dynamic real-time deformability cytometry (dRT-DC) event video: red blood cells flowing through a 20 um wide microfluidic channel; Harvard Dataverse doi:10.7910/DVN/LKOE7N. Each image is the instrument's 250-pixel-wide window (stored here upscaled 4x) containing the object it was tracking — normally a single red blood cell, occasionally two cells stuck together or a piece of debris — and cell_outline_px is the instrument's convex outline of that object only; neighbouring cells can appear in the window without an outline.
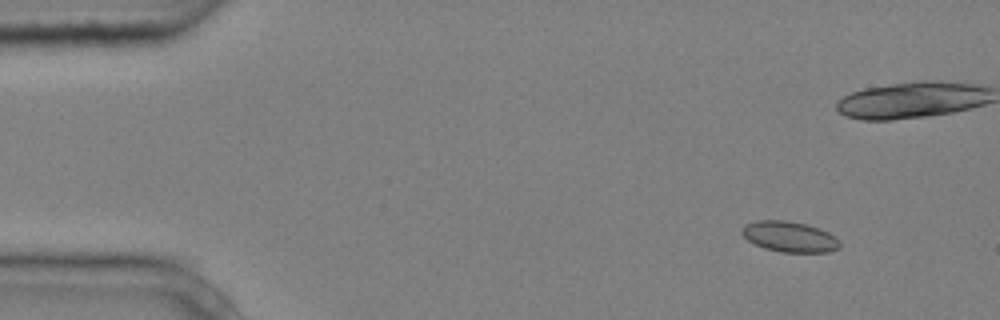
{"species": "common noctule bat (a hibernating species)", "species_latin": "Nyctalus noctula", "temperature_condition": "cold", "stored_images_in_passage": 5, "camera_frame_rate_fps": 3000, "um_per_image_px": 0.085, "animal": {"sex": "male", "body_mass_g": 20.4}, "frame": {"image": 1, "passage_image": 2, "time_ms": 0.333, "image_size_px": [1000, 320], "cell_outline_px": [[840, 248], [828, 252], [784, 252], [764, 248], [748, 240], [740, 232], [744, 224], [756, 220], [788, 220], [808, 224], [828, 232], [836, 236], [840, 240]], "centroid_in_image_um": [67.13, 20.1], "position_along_channel_um": 17.9, "area_um2": 17.63}}